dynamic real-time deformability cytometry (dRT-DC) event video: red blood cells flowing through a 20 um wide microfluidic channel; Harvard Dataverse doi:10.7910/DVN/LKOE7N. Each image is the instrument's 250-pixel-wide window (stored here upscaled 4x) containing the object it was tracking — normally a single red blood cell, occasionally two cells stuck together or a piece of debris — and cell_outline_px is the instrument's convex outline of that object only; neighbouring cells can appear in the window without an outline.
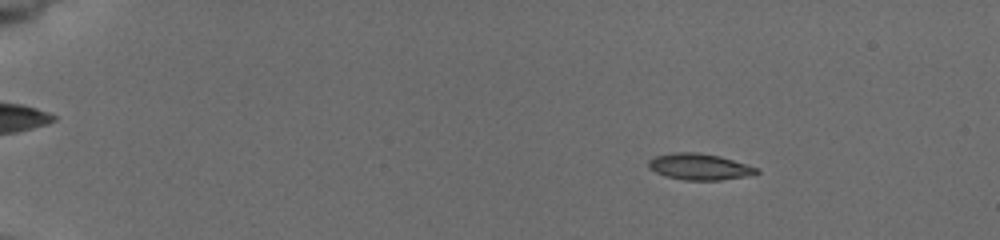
{"species": "common noctule bat (a hibernating species)", "species_latin": "Nyctalus noctula", "temperature_condition": "cold", "stored_images_in_passage": 40, "camera_frame_rate_fps": 3000, "um_per_image_px": 0.085, "animal": {"sex": "female", "body_mass_g": 19.5, "forearm_length_mm": 54.1}, "frame": {"image": 1, "passage_image": 10, "time_ms": 2.667, "image_size_px": [1000, 240], "cell_outline_px": [[760, 172], [748, 176], [720, 180], [684, 180], [668, 176], [656, 172], [648, 168], [648, 160], [656, 156], [676, 152], [696, 152], [720, 156], [748, 164], [760, 168]], "centroid_in_image_um": [59.5, 14.17], "position_along_channel_um": 25.5, "area_um2": 16.59}}
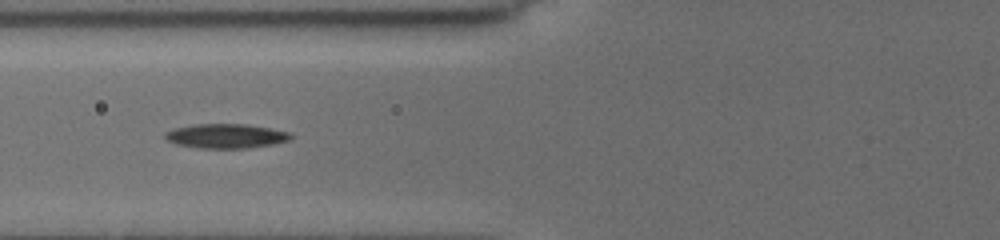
{"frame": {"image": 2, "passage_image": 26, "time_ms": 7.667, "image_size_px": [1000, 240], "cell_outline_px": [[292, 140], [276, 144], [248, 148], [200, 148], [176, 144], [168, 140], [164, 136], [164, 132], [176, 128], [196, 124], [248, 124], [288, 132], [292, 136]], "centroid_in_image_um": [19.23, 11.57], "position_along_channel_um": 106.6, "area_um2": 17.86}}
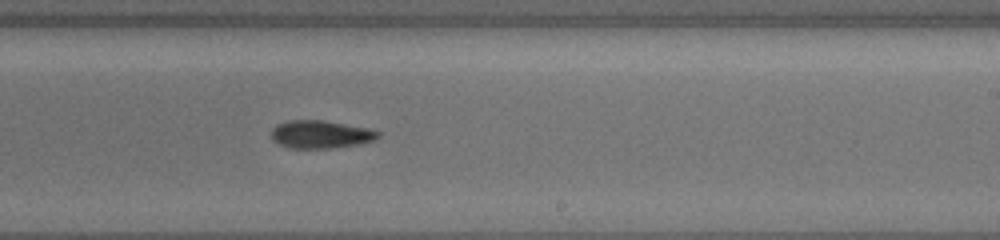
{"frame": {"image": 3, "passage_image": 40, "time_ms": 11.667, "image_size_px": [1000, 240], "cell_outline_px": [[380, 136], [376, 140], [360, 144], [336, 148], [292, 148], [280, 144], [272, 140], [272, 128], [276, 124], [288, 120], [324, 120], [372, 128], [380, 132]], "centroid_in_image_um": [27.31, 11.41], "position_along_channel_um": 261.7, "area_um2": 17.69}}